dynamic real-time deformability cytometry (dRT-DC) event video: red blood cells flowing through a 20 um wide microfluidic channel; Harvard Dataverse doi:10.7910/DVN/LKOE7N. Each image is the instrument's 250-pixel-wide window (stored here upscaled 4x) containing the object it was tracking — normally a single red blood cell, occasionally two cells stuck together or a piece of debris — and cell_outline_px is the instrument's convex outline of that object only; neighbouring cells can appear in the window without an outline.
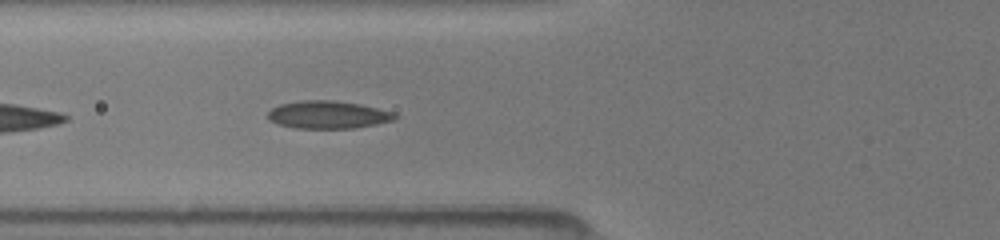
{"species": "common noctule bat (a hibernating species)", "species_latin": "Nyctalus noctula", "temperature_condition": "room temperature", "stored_images_in_passage": 8, "camera_frame_rate_fps": 3000, "um_per_image_px": 0.085, "animal": {"sex": "female", "body_mass_g": 19.5, "forearm_length_mm": 54.1}, "frame": {"image": 1, "passage_image": 8, "time_ms": 5.333, "image_size_px": [1000, 240], "cell_outline_px": [[400, 116], [392, 120], [376, 124], [356, 128], [292, 128], [268, 120], [268, 112], [272, 108], [280, 104], [300, 100], [336, 100], [360, 104], [392, 112]], "centroid_in_image_um": [27.86, 9.75], "position_along_channel_um": 97.9, "area_um2": 20.52}}